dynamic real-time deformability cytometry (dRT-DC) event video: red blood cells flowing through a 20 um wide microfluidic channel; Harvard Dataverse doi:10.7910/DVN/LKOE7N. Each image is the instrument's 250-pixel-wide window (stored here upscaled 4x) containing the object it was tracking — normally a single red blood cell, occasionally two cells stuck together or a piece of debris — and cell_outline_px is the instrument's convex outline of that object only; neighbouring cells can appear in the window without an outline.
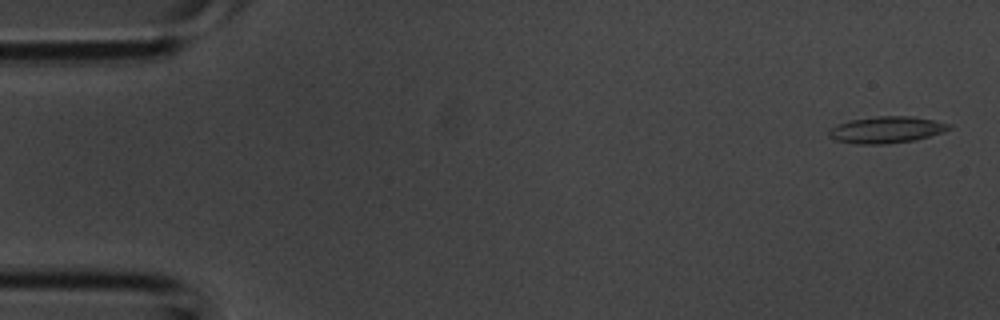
{"species": "common noctule bat (a hibernating species)", "species_latin": "Nyctalus noctula", "temperature_condition": "room temperature", "stored_images_in_passage": 4, "camera_frame_rate_fps": 3000, "um_per_image_px": 0.085, "animal": {"sex": "male", "body_mass_g": 20.1, "forearm_length_mm": 53.5}, "frame": {"image": 1, "passage_image": 1, "time_ms": 0.0, "image_size_px": [1000, 320], "cell_outline_px": [[952, 128], [944, 132], [916, 140], [888, 144], [856, 144], [836, 140], [828, 136], [828, 132], [836, 124], [852, 120], [876, 116], [912, 116], [952, 124]], "centroid_in_image_um": [75.37, 11.03], "position_along_channel_um": 9.6, "area_um2": 18.73}}
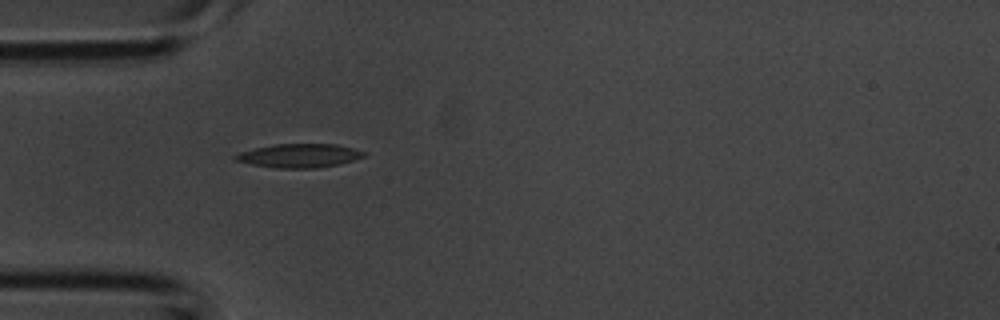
{"frame": {"image": 2, "passage_image": 4, "time_ms": 1.0, "image_size_px": [1000, 320], "cell_outline_px": [[368, 156], [340, 164], [316, 168], [276, 168], [252, 164], [232, 160], [232, 156], [240, 152], [256, 148], [276, 144], [336, 144], [368, 152]], "centroid_in_image_um": [25.47, 13.23], "position_along_channel_um": 59.5, "area_um2": 17.92}}